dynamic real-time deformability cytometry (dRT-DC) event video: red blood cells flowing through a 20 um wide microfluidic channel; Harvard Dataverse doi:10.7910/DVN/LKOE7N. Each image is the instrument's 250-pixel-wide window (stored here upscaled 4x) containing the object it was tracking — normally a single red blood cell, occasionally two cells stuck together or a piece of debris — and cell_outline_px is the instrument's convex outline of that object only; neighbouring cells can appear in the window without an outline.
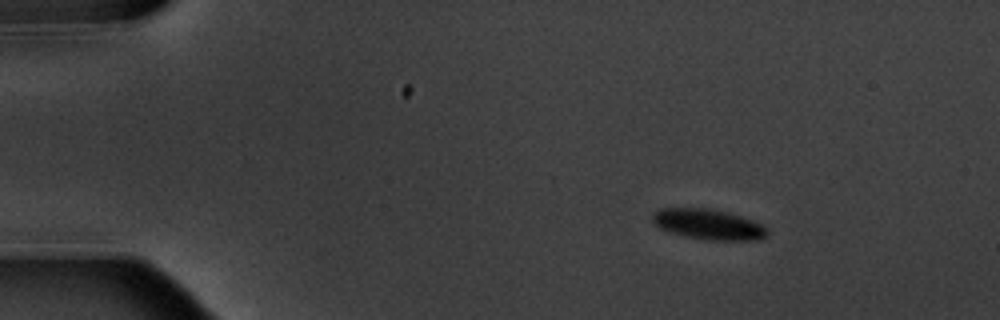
{"species": "common noctule bat (a hibernating species)", "species_latin": "Nyctalus noctula", "temperature_condition": "warm", "stored_images_in_passage": 6, "camera_frame_rate_fps": 3000, "um_per_image_px": 0.085, "animal": {"sex": "male", "body_mass_g": 20.1, "forearm_length_mm": 53.5}, "frame": {"image": 1, "passage_image": 2, "time_ms": 1.333, "image_size_px": [1000, 320], "cell_outline_px": [[768, 236], [756, 240], [704, 240], [684, 236], [668, 232], [660, 228], [652, 220], [652, 216], [660, 208], [708, 208], [728, 212], [752, 220], [768, 228]], "centroid_in_image_um": [60.22, 19.08], "position_along_channel_um": 24.8, "area_um2": 20.4}}
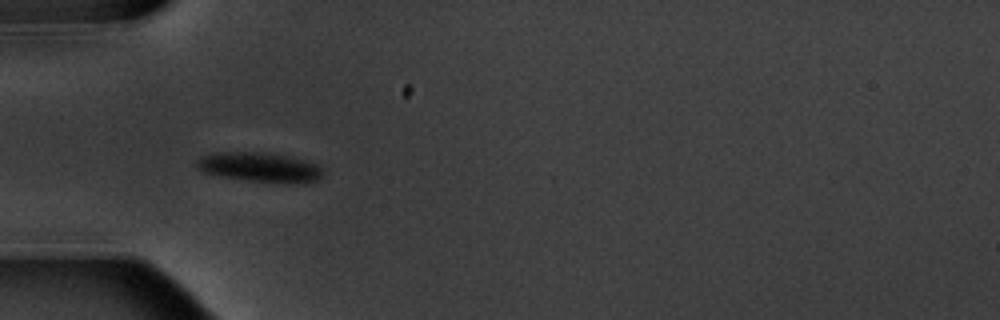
{"frame": {"image": 2, "passage_image": 5, "time_ms": 4.667, "image_size_px": [1000, 320], "cell_outline_px": [[324, 176], [316, 180], [300, 184], [284, 184], [248, 180], [220, 176], [204, 172], [196, 164], [196, 160], [200, 156], [212, 152], [260, 152], [284, 156], [304, 160], [316, 164], [324, 172]], "centroid_in_image_um": [22.09, 14.23], "position_along_channel_um": 62.9, "area_um2": 21.85}}